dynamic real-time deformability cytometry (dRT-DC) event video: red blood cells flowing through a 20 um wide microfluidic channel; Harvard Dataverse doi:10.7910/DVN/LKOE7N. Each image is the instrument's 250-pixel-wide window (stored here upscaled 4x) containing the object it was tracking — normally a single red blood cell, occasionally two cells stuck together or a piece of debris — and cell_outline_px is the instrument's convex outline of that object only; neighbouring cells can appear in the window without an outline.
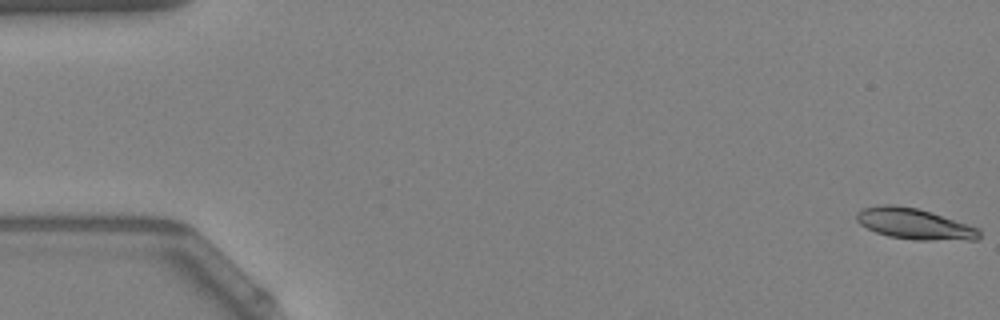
{"species": "Egyptian fruit bat (a non-hibernating species)", "species_latin": "Rousettus aegyptiacus", "temperature_condition": "warm", "stored_images_in_passage": 55, "camera_frame_rate_fps": 3000, "um_per_image_px": 0.085, "animal": {"sex": "female"}, "frame": {"image": 1, "passage_image": 1, "time_ms": 0.0, "image_size_px": [1000, 320], "cell_outline_px": [[980, 236], [976, 240], [912, 240], [888, 236], [876, 232], [860, 224], [856, 220], [856, 212], [860, 208], [880, 204], [896, 204], [916, 208], [932, 212], [980, 228]], "centroid_in_image_um": [77.71, 19.02], "position_along_channel_um": 7.3, "area_um2": 22.43}}
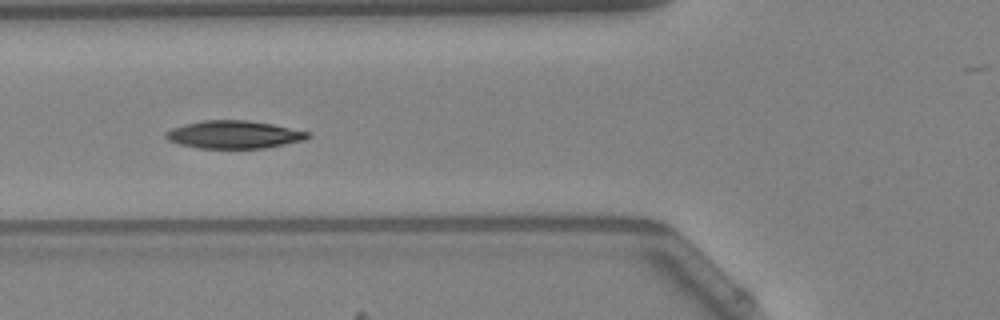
{"frame": {"image": 2, "passage_image": 21, "time_ms": 6.667, "image_size_px": [1000, 320], "cell_outline_px": [[312, 136], [304, 140], [264, 148], [200, 148], [180, 144], [168, 140], [164, 136], [164, 132], [172, 128], [184, 124], [204, 120], [248, 120], [272, 124], [308, 132]], "centroid_in_image_um": [19.86, 11.43], "position_along_channel_um": 105.9, "area_um2": 22.89}}
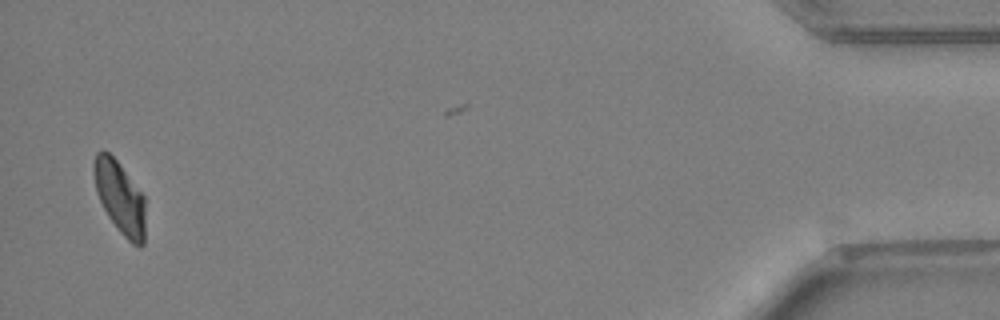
{"frame": {"image": 3, "passage_image": 53, "time_ms": 17.333, "image_size_px": [1000, 320], "cell_outline_px": [[144, 244], [140, 248], [132, 244], [120, 232], [108, 216], [96, 192], [92, 172], [92, 164], [96, 152], [108, 152], [116, 160], [144, 196]], "centroid_in_image_um": [10.17, 16.79], "position_along_channel_um": 425.0, "area_um2": 21.56}, "authors_computed_cell_mechanics": {"area_um2": 22.5998, "velocity_mm_per_s": 3.7966, "shape_relaxation_time_tau1_ms": 4.4485, "shape_relaxation_time_tau2_ms": 3.909, "deformation_change_tau1": 0.156, "deformation_change_tau2": 0.0737}}